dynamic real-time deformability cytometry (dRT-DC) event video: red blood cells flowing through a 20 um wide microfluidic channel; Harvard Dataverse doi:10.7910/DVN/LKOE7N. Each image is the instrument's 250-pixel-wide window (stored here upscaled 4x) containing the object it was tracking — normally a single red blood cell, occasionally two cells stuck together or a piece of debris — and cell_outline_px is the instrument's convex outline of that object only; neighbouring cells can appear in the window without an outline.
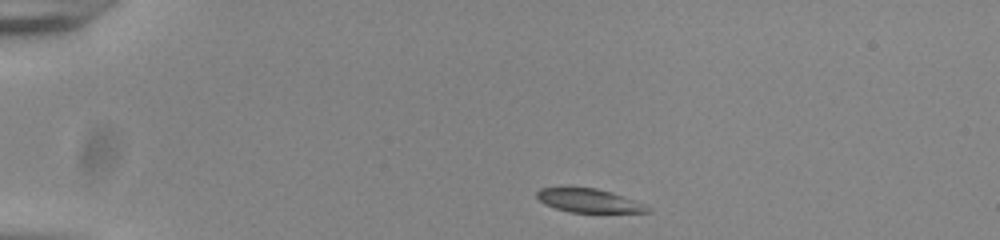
{"species": "common noctule bat (a hibernating species)", "species_latin": "Nyctalus noctula", "temperature_condition": "room temperature", "stored_images_in_passage": 44, "camera_frame_rate_fps": 3000, "um_per_image_px": 0.085, "animal": {"sex": "male", "body_mass_g": 20.0, "forearm_length_mm": 53.3}, "frame": {"image": 1, "passage_image": 1, "time_ms": 0.0, "image_size_px": [1000, 240], "cell_outline_px": [[652, 212], [568, 212], [544, 204], [536, 196], [536, 192], [540, 188], [596, 188], [612, 192], [644, 204], [652, 208]], "centroid_in_image_um": [50.07, 17.06], "position_along_channel_um": 34.9, "area_um2": 15.09}}
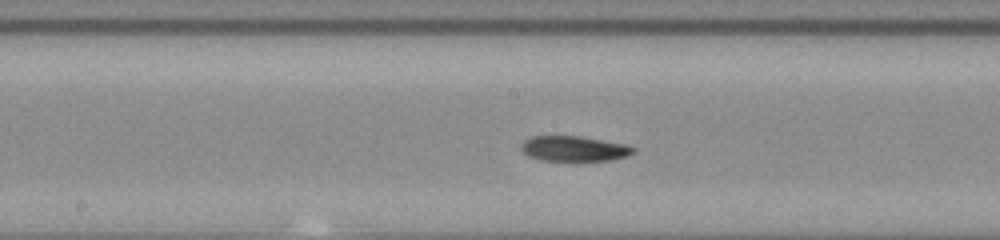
{"frame": {"image": 2, "passage_image": 19, "time_ms": 6.0, "image_size_px": [1000, 240], "cell_outline_px": [[636, 152], [628, 156], [612, 160], [576, 164], [540, 160], [528, 156], [520, 148], [520, 144], [524, 140], [532, 136], [580, 136], [628, 144], [636, 148]], "centroid_in_image_um": [48.84, 12.69], "position_along_channel_um": 199.4, "area_um2": 17.69}}
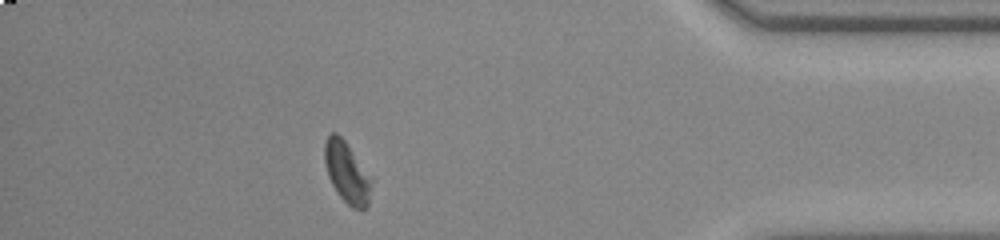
{"frame": {"image": 3, "passage_image": 38, "time_ms": 12.333, "image_size_px": [1000, 240], "cell_outline_px": [[372, 180], [368, 204], [364, 208], [352, 208], [340, 196], [332, 184], [328, 176], [324, 160], [324, 144], [328, 136], [332, 132], [336, 132], [344, 140], [372, 176]], "centroid_in_image_um": [29.49, 14.64], "position_along_channel_um": 405.7, "area_um2": 16.53}, "authors_computed_cell_mechanics": {"area_um2": 16.5308, "velocity_mm_per_s": 3.8205, "shape_relaxation_time_tau1_ms": 3.663, "shape_relaxation_time_tau2_ms": 11.0925, "deformation_change_tau1": 0.1448, "deformation_change_tau2": 0.1972}}